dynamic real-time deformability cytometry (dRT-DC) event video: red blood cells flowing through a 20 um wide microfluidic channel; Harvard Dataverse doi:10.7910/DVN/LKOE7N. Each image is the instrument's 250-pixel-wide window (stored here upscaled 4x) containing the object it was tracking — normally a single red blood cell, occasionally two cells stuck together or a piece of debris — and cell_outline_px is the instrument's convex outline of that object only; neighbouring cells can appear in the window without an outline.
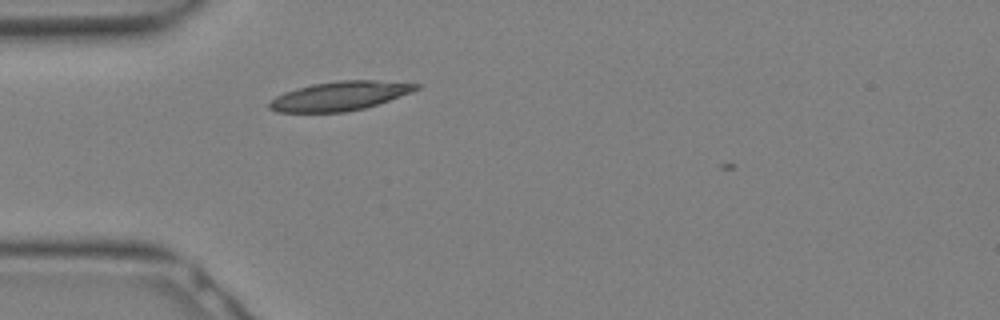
{"species": "Egyptian fruit bat (a non-hibernating species)", "species_latin": "Rousettus aegyptiacus", "temperature_condition": "warm", "stored_images_in_passage": 6, "camera_frame_rate_fps": 3000, "um_per_image_px": 0.085, "animal": {"sex": "female"}, "frame": {"image": 1, "passage_image": 2, "time_ms": 0.333, "image_size_px": [1000, 320], "cell_outline_px": [[420, 88], [412, 92], [364, 108], [344, 112], [276, 112], [268, 108], [268, 104], [276, 96], [284, 92], [296, 88], [312, 84], [336, 80], [376, 80], [420, 84]], "centroid_in_image_um": [28.86, 8.15], "position_along_channel_um": 56.1, "area_um2": 24.8}}
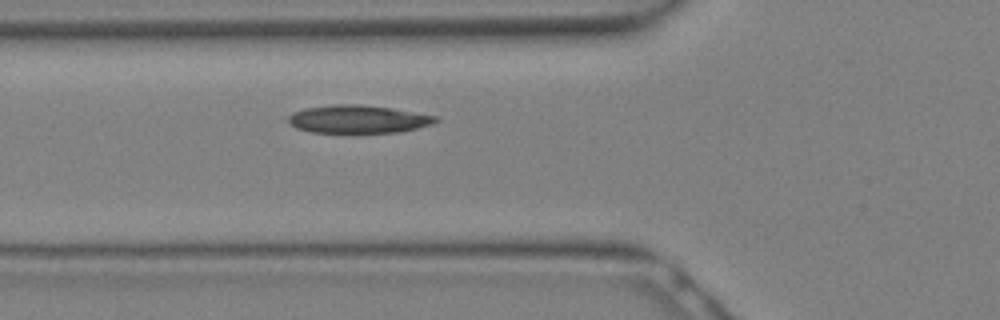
{"frame": {"image": 2, "passage_image": 4, "time_ms": 1.0, "image_size_px": [1000, 320], "cell_outline_px": [[440, 120], [432, 124], [400, 132], [312, 132], [296, 128], [288, 120], [288, 116], [292, 112], [304, 108], [332, 104], [360, 104], [392, 108], [440, 116]], "centroid_in_image_um": [30.47, 10.11], "position_along_channel_um": 95.3, "area_um2": 24.1}}
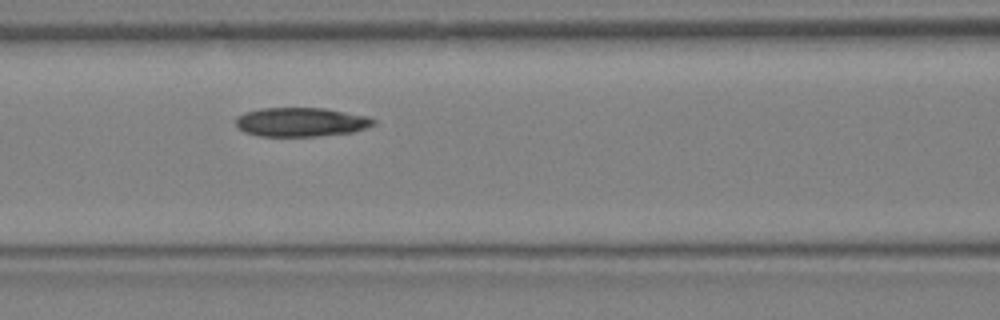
{"frame": {"image": 3, "passage_image": 6, "time_ms": 1.667, "image_size_px": [1000, 320], "cell_outline_px": [[376, 124], [352, 132], [316, 136], [260, 136], [244, 132], [236, 124], [236, 116], [244, 112], [260, 108], [324, 108], [368, 116], [376, 120]], "centroid_in_image_um": [25.57, 10.37], "position_along_channel_um": 141.0, "area_um2": 23.29}}